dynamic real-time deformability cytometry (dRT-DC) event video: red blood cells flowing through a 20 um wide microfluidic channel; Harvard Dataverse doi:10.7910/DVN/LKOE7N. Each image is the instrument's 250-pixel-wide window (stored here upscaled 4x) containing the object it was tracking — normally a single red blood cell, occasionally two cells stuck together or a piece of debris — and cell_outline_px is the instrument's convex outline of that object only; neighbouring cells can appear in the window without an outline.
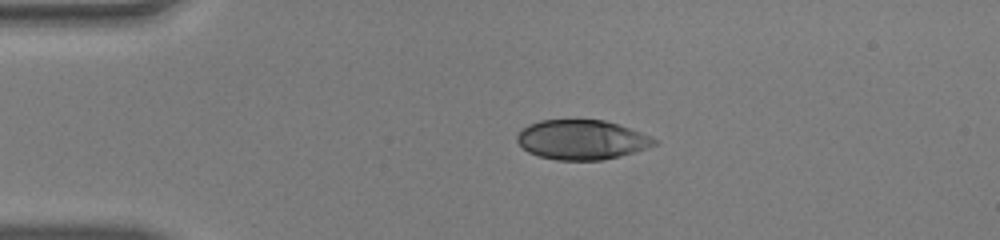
{"species": "human", "species_latin": "Homo sapiens", "temperature_condition": "warm", "stored_images_in_passage": 40, "camera_frame_rate_fps": 3000, "um_per_image_px": 0.085, "donor": {"sex": "male"}, "frame": {"image": 1, "passage_image": 1, "time_ms": 0.0, "image_size_px": [1000, 240], "cell_outline_px": [[656, 144], [648, 148], [620, 156], [604, 160], [556, 160], [540, 156], [528, 152], [516, 140], [516, 136], [528, 124], [540, 120], [604, 120], [640, 132], [656, 140]], "centroid_in_image_um": [49.43, 11.88], "position_along_channel_um": 35.6, "area_um2": 31.39}}
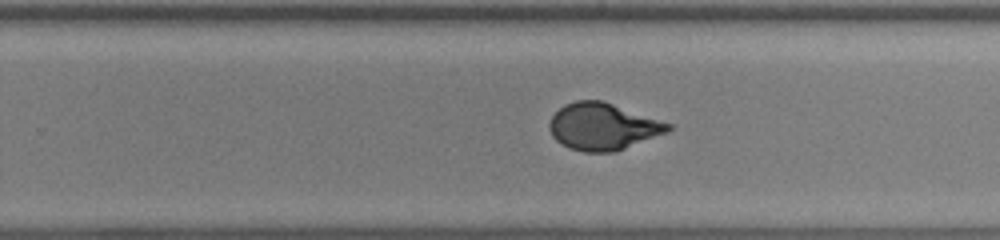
{"frame": {"image": 2, "passage_image": 22, "time_ms": 7.0, "image_size_px": [1000, 240], "cell_outline_px": [[676, 128], [668, 132], [616, 152], [584, 152], [568, 148], [556, 140], [552, 136], [548, 128], [548, 124], [552, 116], [564, 104], [576, 100], [600, 100], [672, 124]], "centroid_in_image_um": [51.24, 10.77], "position_along_channel_um": 278.6, "area_um2": 32.54}}
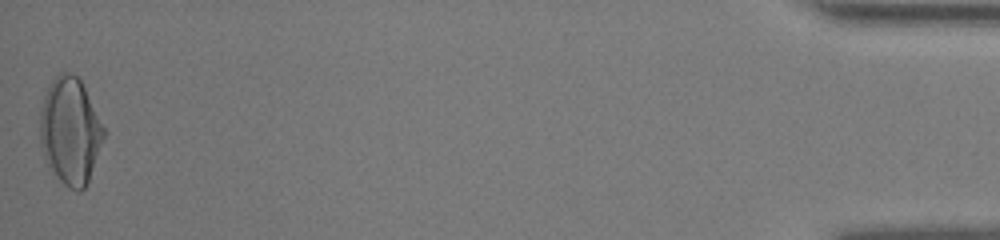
{"frame": {"image": 3, "passage_image": 40, "time_ms": 13.0, "image_size_px": [1000, 240], "cell_outline_px": [[108, 132], [88, 180], [84, 188], [80, 192], [76, 192], [68, 188], [56, 176], [48, 164], [44, 156], [40, 144], [40, 112], [44, 96], [52, 80], [60, 72], [68, 72], [76, 76], [80, 80]], "centroid_in_image_um": [5.99, 11.15], "position_along_channel_um": 429.2, "area_um2": 39.82}, "authors_computed_cell_mechanics": {"area_um2": 32.7726, "velocity_mm_per_s": 4.0996, "shape_relaxation_time_tau1_ms": 5.2056, "shape_relaxation_time_tau2_ms": null, "deformation_change_tau1": 0.2405, "deformation_change_tau2": null}}